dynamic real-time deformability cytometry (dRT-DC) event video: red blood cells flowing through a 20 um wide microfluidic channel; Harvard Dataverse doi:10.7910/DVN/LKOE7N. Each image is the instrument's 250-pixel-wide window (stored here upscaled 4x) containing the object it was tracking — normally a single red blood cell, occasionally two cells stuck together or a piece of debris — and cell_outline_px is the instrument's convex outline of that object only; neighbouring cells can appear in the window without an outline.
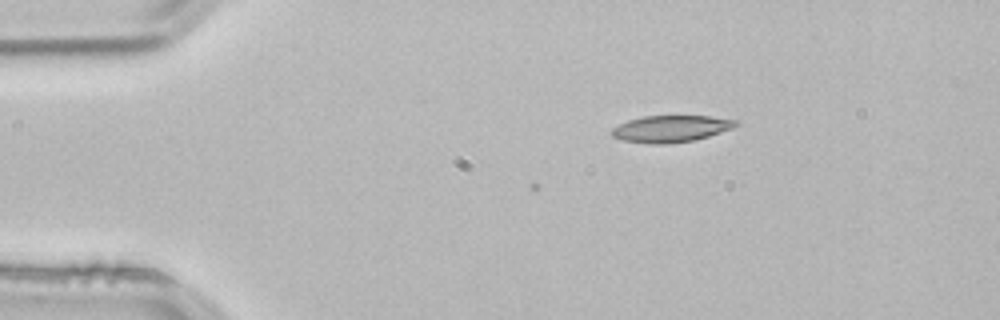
{"species": "common noctule bat (a hibernating species)", "species_latin": "Nyctalus noctula", "temperature_condition": "room temperature", "stored_images_in_passage": 4, "camera_frame_rate_fps": 3000, "um_per_image_px": 0.085, "animal": {"sex": "male", "body_mass_g": 21.5, "forearm_length_mm": 52.0}, "frame": {"image": 1, "passage_image": 4, "time_ms": 1.0, "image_size_px": [1000, 320], "cell_outline_px": [[740, 124], [732, 128], [708, 136], [692, 140], [664, 144], [648, 144], [624, 140], [612, 136], [612, 128], [628, 120], [644, 116], [708, 116], [736, 120]], "centroid_in_image_um": [57.02, 10.94], "position_along_channel_um": 28.0, "area_um2": 19.07}}